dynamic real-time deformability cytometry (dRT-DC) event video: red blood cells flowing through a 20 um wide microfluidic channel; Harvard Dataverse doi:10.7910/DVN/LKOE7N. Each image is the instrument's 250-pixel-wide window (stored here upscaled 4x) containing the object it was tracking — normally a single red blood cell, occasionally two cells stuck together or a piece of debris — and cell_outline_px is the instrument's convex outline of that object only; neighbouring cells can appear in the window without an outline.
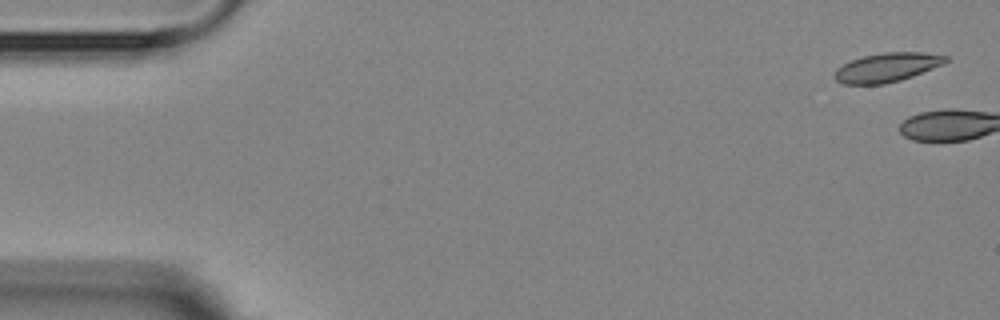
{"species": "Egyptian fruit bat (a non-hibernating species)", "species_latin": "Rousettus aegyptiacus", "temperature_condition": "room temperature", "stored_images_in_passage": 8, "camera_frame_rate_fps": 3000, "um_per_image_px": 0.085, "animal": {"sex": "female"}, "frame": {"image": 1, "passage_image": 1, "time_ms": 0.0, "image_size_px": [1000, 320], "cell_outline_px": [[952, 60], [944, 64], [912, 76], [900, 80], [884, 84], [844, 84], [836, 80], [832, 76], [836, 68], [852, 60], [864, 56], [884, 52], [924, 52], [948, 56]], "centroid_in_image_um": [75.42, 5.72], "position_along_channel_um": 9.6, "area_um2": 18.9}}
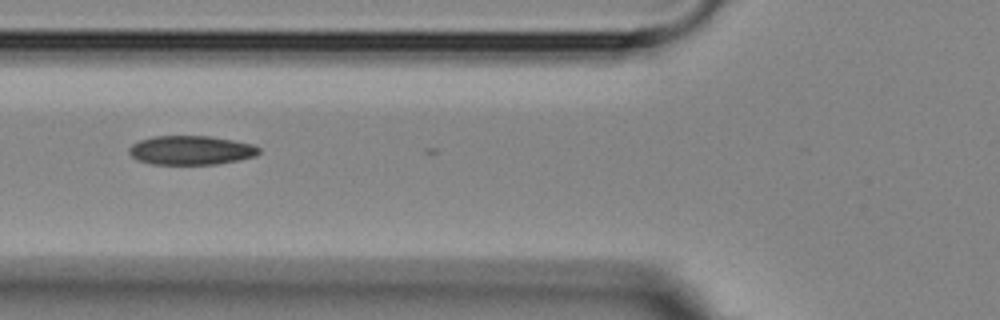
{"frame": {"image": 2, "passage_image": 7, "time_ms": 7.0, "image_size_px": [1000, 320], "cell_outline_px": [[260, 152], [256, 156], [216, 164], [152, 164], [136, 160], [128, 152], [128, 148], [132, 144], [140, 140], [152, 136], [212, 136], [252, 144], [260, 148]], "centroid_in_image_um": [16.21, 12.76], "position_along_channel_um": 109.6, "area_um2": 22.02}}
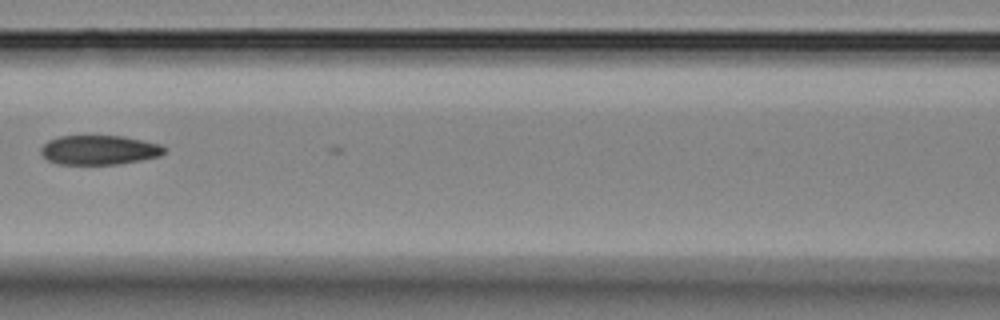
{"frame": {"image": 3, "passage_image": 8, "time_ms": 8.333, "image_size_px": [1000, 320], "cell_outline_px": [[164, 152], [160, 156], [120, 164], [56, 164], [48, 160], [40, 152], [40, 148], [48, 140], [60, 136], [124, 136], [160, 144], [164, 148]], "centroid_in_image_um": [8.41, 12.75], "position_along_channel_um": 158.2, "area_um2": 21.1}}